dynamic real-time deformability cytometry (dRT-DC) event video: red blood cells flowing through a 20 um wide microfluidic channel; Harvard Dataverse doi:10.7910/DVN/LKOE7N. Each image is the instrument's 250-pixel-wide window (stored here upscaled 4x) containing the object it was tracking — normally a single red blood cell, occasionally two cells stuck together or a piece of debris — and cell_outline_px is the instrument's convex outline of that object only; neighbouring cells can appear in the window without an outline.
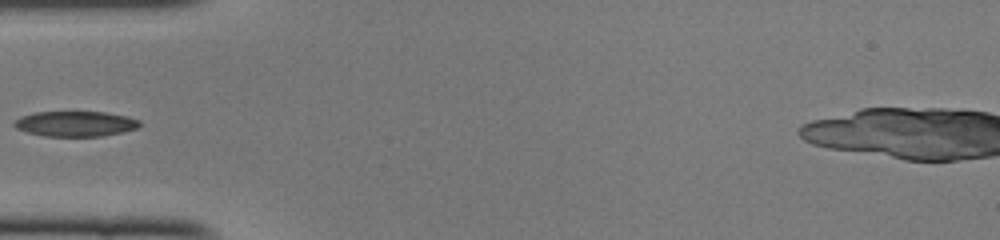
{"species": "common noctule bat (a hibernating species)", "species_latin": "Nyctalus noctula", "temperature_condition": "cold", "stored_images_in_passage": 35, "segment_of_instrument_passage": [1, 2], "camera_frame_rate_fps": 3000, "um_per_image_px": 0.085, "animal": {"sex": "female", "body_mass_g": 22.0, "forearm_length_mm": 56.7}, "frame": {"image": 1, "passage_image": 1, "time_ms": 0.0, "image_size_px": [1000, 240], "cell_outline_px": [[140, 124], [136, 128], [120, 132], [100, 136], [44, 136], [28, 132], [16, 128], [12, 124], [20, 116], [36, 112], [104, 112], [124, 116], [140, 120]], "centroid_in_image_um": [6.36, 10.52], "position_along_channel_um": 78.6, "area_um2": 18.21}}
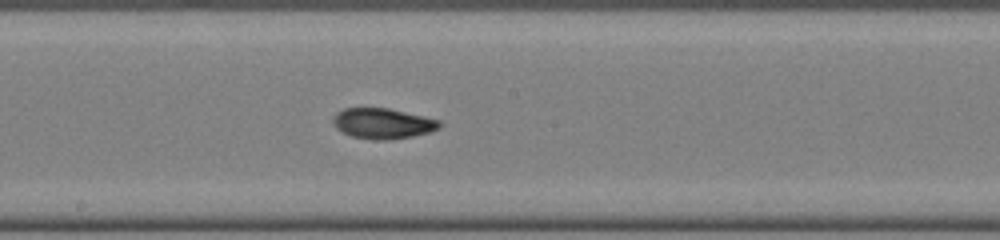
{"frame": {"image": 2, "passage_image": 11, "time_ms": 3.333, "image_size_px": [1000, 240], "cell_outline_px": [[440, 128], [428, 132], [412, 136], [388, 140], [372, 140], [352, 136], [336, 128], [332, 120], [332, 116], [336, 112], [344, 108], [388, 108], [440, 120]], "centroid_in_image_um": [32.5, 10.49], "position_along_channel_um": 215.7, "area_um2": 18.84}}
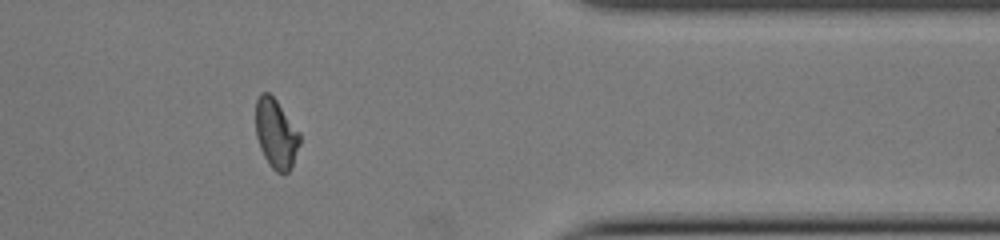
{"frame": {"image": 3, "passage_image": 25, "time_ms": 8.0, "image_size_px": [1000, 240], "cell_outline_px": [[300, 144], [292, 164], [288, 172], [284, 176], [276, 172], [268, 164], [260, 148], [256, 136], [256, 100], [260, 92], [268, 92], [276, 100], [300, 132]], "centroid_in_image_um": [23.46, 11.38], "position_along_channel_um": 387.9, "area_um2": 17.92}}